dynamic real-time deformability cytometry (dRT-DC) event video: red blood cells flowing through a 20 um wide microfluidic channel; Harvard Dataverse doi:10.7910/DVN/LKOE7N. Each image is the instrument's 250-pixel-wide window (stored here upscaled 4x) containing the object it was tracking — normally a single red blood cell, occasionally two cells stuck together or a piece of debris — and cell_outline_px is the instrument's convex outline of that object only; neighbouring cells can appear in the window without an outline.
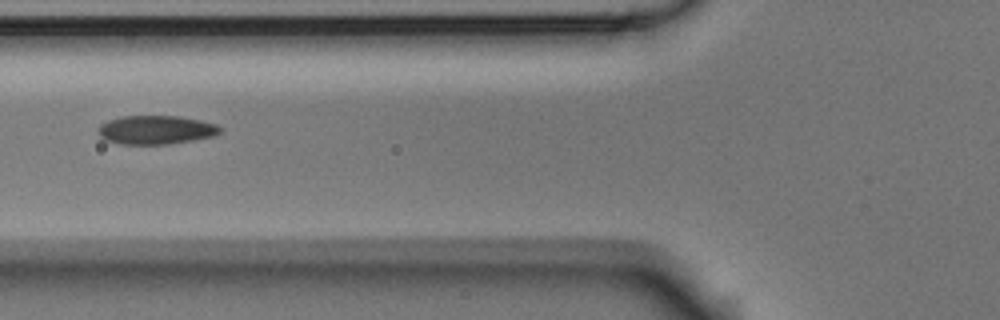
{"species": "Egyptian fruit bat (a non-hibernating species)", "species_latin": "Rousettus aegyptiacus", "temperature_condition": "room temperature", "stored_images_in_passage": 8, "camera_frame_rate_fps": 3000, "um_per_image_px": 0.085, "animal": {"sex": "male"}, "frame": {"image": 1, "passage_image": 5, "time_ms": 1.333, "image_size_px": [1000, 320], "cell_outline_px": [[224, 128], [216, 136], [168, 144], [120, 144], [104, 140], [96, 132], [96, 128], [100, 124], [108, 120], [120, 116], [180, 116], [200, 120], [216, 124]], "centroid_in_image_um": [13.23, 11.04], "position_along_channel_um": 112.6, "area_um2": 20.75}}
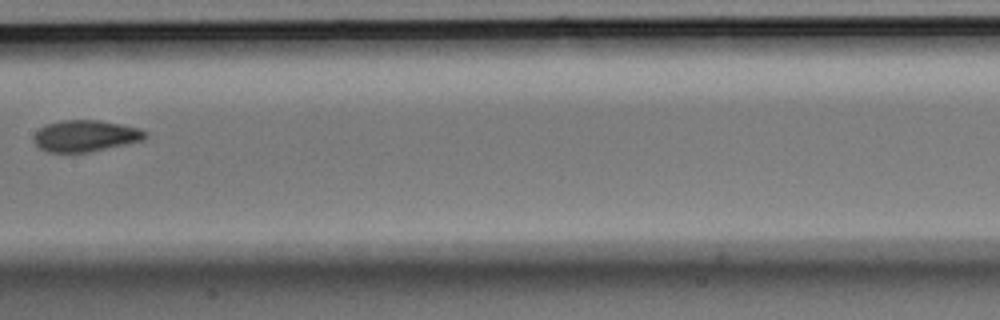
{"frame": {"image": 2, "passage_image": 7, "time_ms": 2.0, "image_size_px": [1000, 320], "cell_outline_px": [[148, 136], [140, 140], [124, 144], [88, 152], [48, 152], [40, 148], [32, 140], [32, 136], [44, 124], [60, 120], [100, 120], [140, 128], [148, 132]], "centroid_in_image_um": [7.22, 11.53], "position_along_channel_um": 200.2, "area_um2": 20.4}}
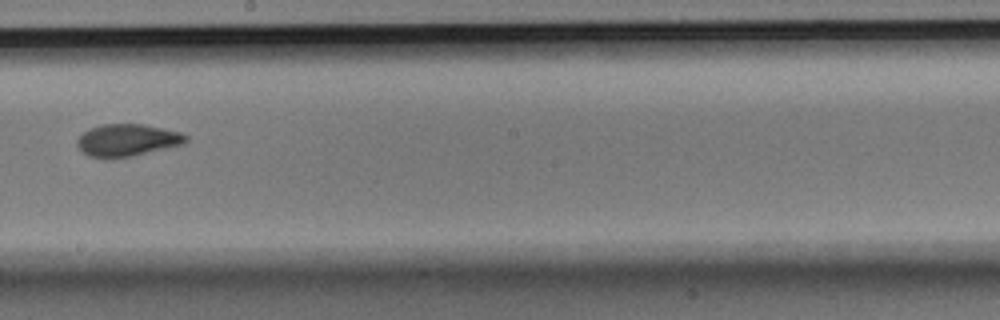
{"frame": {"image": 3, "passage_image": 8, "time_ms": 2.333, "image_size_px": [1000, 320], "cell_outline_px": [[188, 140], [184, 144], [132, 156], [108, 160], [88, 156], [76, 144], [76, 140], [84, 132], [92, 128], [104, 124], [144, 124], [164, 128], [180, 132], [188, 136]], "centroid_in_image_um": [10.83, 11.93], "position_along_channel_um": 237.4, "area_um2": 20.58}}